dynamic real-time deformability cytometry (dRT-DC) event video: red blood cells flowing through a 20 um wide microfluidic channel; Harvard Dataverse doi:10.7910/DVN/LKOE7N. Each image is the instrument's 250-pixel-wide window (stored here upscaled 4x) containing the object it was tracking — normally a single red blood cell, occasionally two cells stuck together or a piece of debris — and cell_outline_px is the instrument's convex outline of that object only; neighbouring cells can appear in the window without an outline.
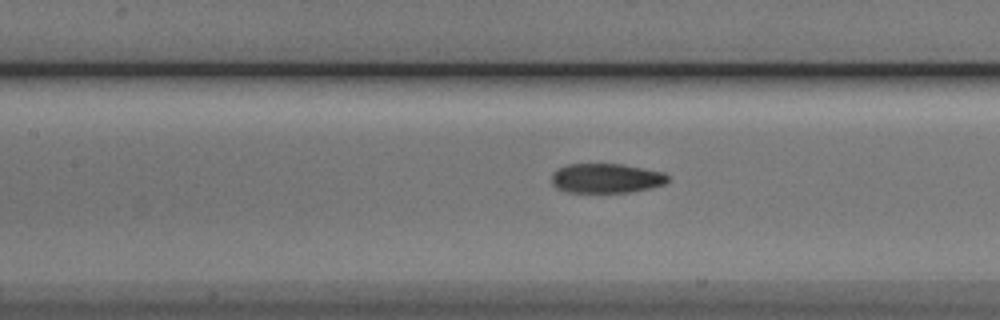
{"species": "Egyptian fruit bat (a non-hibernating species)", "species_latin": "Rousettus aegyptiacus", "temperature_condition": "cold", "stored_images_in_passage": 19, "camera_frame_rate_fps": 3000, "um_per_image_px": 0.085, "animal": {"sex": "male"}, "frame": {"image": 1, "passage_image": 16, "time_ms": 5.0, "image_size_px": [1000, 320], "cell_outline_px": [[668, 180], [664, 184], [632, 192], [568, 192], [556, 188], [552, 184], [552, 172], [568, 164], [620, 164], [664, 172], [668, 176]], "centroid_in_image_um": [51.51, 15.15], "position_along_channel_um": 155.9, "area_um2": 19.88}}